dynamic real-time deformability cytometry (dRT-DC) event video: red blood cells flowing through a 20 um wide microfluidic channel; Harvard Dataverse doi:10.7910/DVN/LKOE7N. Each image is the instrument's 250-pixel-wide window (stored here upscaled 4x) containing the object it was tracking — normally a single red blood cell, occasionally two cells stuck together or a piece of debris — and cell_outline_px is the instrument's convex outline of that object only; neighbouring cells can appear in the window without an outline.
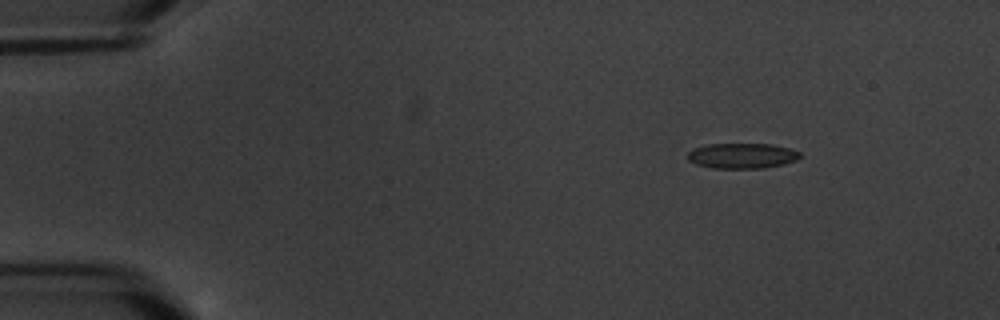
{"species": "common noctule bat (a hibernating species)", "species_latin": "Nyctalus noctula", "temperature_condition": "warm", "stored_images_in_passage": 4, "camera_frame_rate_fps": 3000, "um_per_image_px": 0.085, "animal": {"sex": "male", "body_mass_g": 20.1, "forearm_length_mm": 53.5}, "frame": {"image": 1, "passage_image": 2, "time_ms": 2.0, "image_size_px": [1000, 320], "cell_outline_px": [[800, 156], [796, 160], [784, 164], [764, 168], [712, 168], [696, 164], [688, 160], [688, 152], [696, 148], [708, 144], [772, 144], [788, 148], [800, 152]], "centroid_in_image_um": [63.08, 13.24], "position_along_channel_um": 21.9, "area_um2": 16.47}}